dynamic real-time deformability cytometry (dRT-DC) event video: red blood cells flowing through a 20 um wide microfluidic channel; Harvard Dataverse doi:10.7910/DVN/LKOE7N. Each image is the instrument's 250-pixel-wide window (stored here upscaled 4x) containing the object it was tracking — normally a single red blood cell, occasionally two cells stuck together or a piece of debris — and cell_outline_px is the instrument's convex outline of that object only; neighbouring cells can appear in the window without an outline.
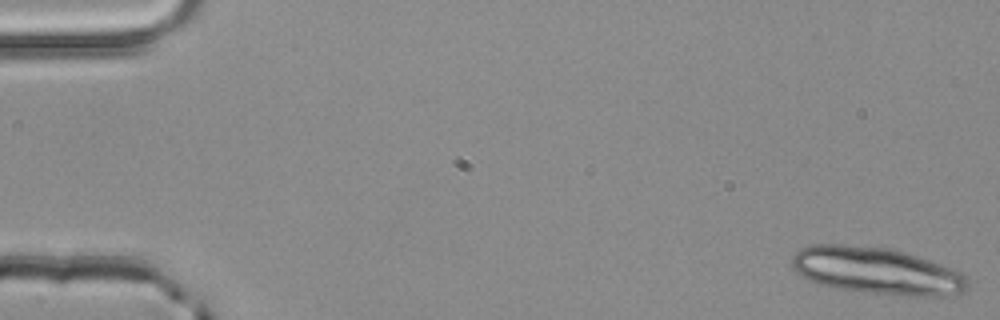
{"species": "common noctule bat (a hibernating species)", "species_latin": "Nyctalus noctula", "temperature_condition": "room temperature", "stored_images_in_passage": 23, "camera_frame_rate_fps": 3000, "um_per_image_px": 0.085, "animal": {"sex": "male", "body_mass_g": 20.4}, "frame": {"image": 1, "passage_image": 1, "time_ms": 0.0, "image_size_px": [1000, 320], "cell_outline_px": [[968, 288], [964, 292], [944, 296], [908, 296], [868, 292], [832, 288], [808, 280], [796, 272], [792, 268], [792, 256], [800, 248], [812, 244], [844, 244], [888, 248], [904, 252], [940, 264], [960, 272], [964, 276], [968, 284]], "centroid_in_image_um": [74.48, 23.02], "position_along_channel_um": 10.5, "area_um2": 47.97}}